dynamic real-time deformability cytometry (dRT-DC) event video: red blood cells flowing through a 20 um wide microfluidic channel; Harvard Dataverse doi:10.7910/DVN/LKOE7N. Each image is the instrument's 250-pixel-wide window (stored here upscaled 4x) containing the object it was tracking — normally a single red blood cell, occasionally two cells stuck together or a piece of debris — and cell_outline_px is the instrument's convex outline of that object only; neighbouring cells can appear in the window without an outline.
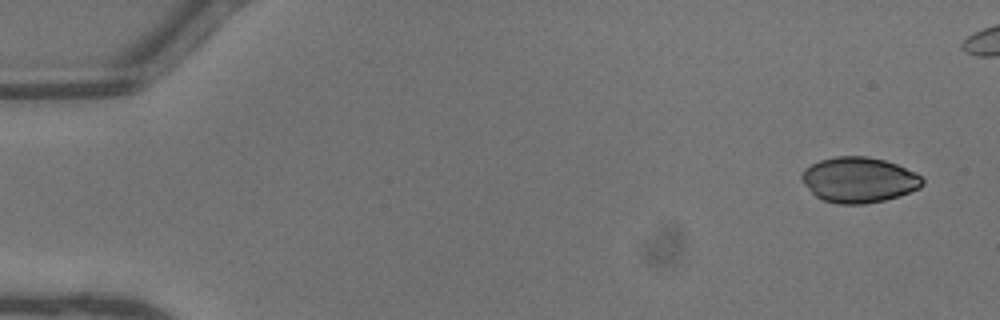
{"species": "common noctule bat (a hibernating species)", "species_latin": "Nyctalus noctula", "temperature_condition": "warm", "stored_images_in_passage": 9, "camera_frame_rate_fps": 3000, "um_per_image_px": 0.085, "animal": {"sex": "male", "body_mass_g": 13.3}, "frame": {"image": 1, "passage_image": 1, "time_ms": 0.0, "image_size_px": [1000, 320], "cell_outline_px": [[924, 184], [920, 188], [884, 200], [864, 204], [836, 204], [824, 200], [816, 196], [804, 184], [800, 176], [804, 168], [820, 160], [836, 156], [868, 156], [884, 160], [896, 164], [916, 172], [924, 176]], "centroid_in_image_um": [73.01, 15.28], "position_along_channel_um": 12.0, "area_um2": 32.02}}